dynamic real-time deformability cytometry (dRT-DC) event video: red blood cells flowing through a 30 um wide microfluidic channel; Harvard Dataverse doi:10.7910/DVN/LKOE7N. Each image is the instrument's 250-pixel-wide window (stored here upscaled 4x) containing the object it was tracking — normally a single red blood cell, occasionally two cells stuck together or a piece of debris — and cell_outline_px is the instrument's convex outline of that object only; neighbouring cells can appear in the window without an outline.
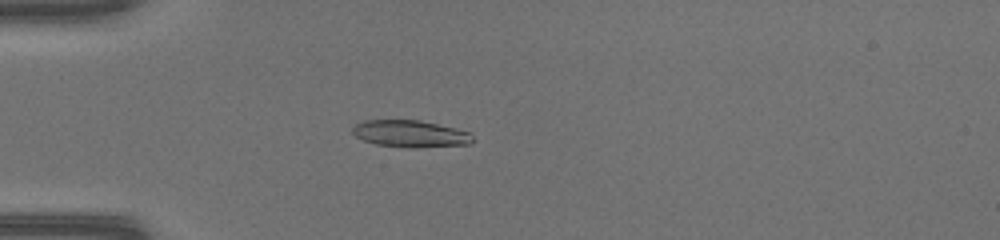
{"species": "common noctule bat (a hibernating species)", "species_latin": "Nyctalus noctula", "temperature_condition": "warm", "stored_images_in_passage": 51, "camera_frame_rate_fps": 3000, "um_per_image_px": 0.085, "animal": {"sex": "female", "body_mass_g": 17.0, "forearm_length_mm": 48.0}, "frame": {"image": 1, "passage_image": 16, "time_ms": 5.0, "image_size_px": [1000, 240], "cell_outline_px": [[476, 140], [472, 144], [416, 148], [408, 148], [376, 144], [364, 140], [356, 136], [352, 132], [352, 128], [356, 124], [364, 120], [420, 120], [456, 128], [468, 132]], "centroid_in_image_um": [34.92, 11.38], "position_along_channel_um": 50.1, "area_um2": 19.02}}
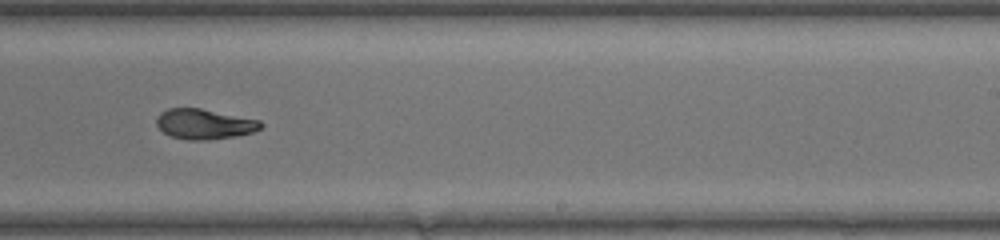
{"frame": {"image": 2, "passage_image": 33, "time_ms": 10.667, "image_size_px": [1000, 240], "cell_outline_px": [[264, 124], [260, 128], [252, 132], [236, 136], [208, 140], [188, 140], [172, 136], [164, 132], [156, 124], [156, 116], [160, 112], [168, 108], [200, 108], [260, 120]], "centroid_in_image_um": [17.36, 10.54], "position_along_channel_um": 271.6, "area_um2": 18.32}}
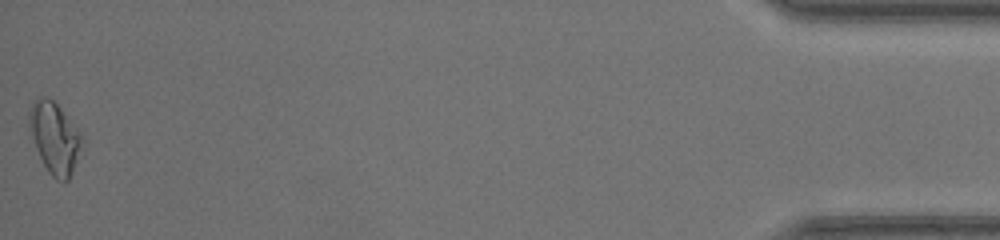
{"frame": {"image": 3, "passage_image": 51, "time_ms": 16.667, "image_size_px": [1000, 240], "cell_outline_px": [[80, 140], [72, 172], [68, 180], [56, 180], [48, 172], [36, 148], [32, 136], [28, 120], [28, 112], [32, 100], [40, 96], [44, 96], [52, 100], [60, 108], [80, 136]], "centroid_in_image_um": [4.55, 11.67], "position_along_channel_um": 430.7, "area_um2": 20.75}, "authors_computed_cell_mechanics": {"area_um2": 18.8428, "velocity_mm_per_s": 4.2218, "shape_relaxation_time_tau1_ms": 5.2614, "shape_relaxation_time_tau2_ms": 0.954, "deformation_change_tau1": 0.2014, "deformation_change_tau2": 0.0635}}